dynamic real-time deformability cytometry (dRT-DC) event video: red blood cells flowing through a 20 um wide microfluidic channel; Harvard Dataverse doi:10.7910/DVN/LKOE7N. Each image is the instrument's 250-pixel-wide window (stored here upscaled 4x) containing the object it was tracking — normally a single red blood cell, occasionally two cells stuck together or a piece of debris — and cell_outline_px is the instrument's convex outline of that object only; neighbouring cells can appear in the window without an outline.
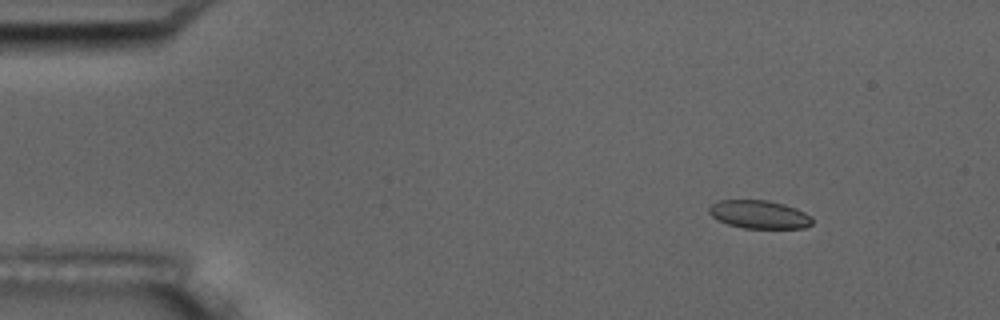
{"species": "common noctule bat (a hibernating species)", "species_latin": "Nyctalus noctula", "temperature_condition": "room temperature", "stored_images_in_passage": 5, "camera_frame_rate_fps": 3000, "um_per_image_px": 0.085, "animal": {"sex": "male", "body_mass_g": 17.5, "forearm_length_mm": 52.3}, "frame": {"image": 1, "passage_image": 2, "time_ms": 1.0, "image_size_px": [1000, 320], "cell_outline_px": [[812, 224], [804, 228], [744, 228], [728, 224], [712, 216], [708, 212], [708, 208], [712, 204], [720, 200], [768, 200], [784, 204], [796, 208], [812, 216]], "centroid_in_image_um": [64.55, 18.22], "position_along_channel_um": 20.4, "area_um2": 16.94}}
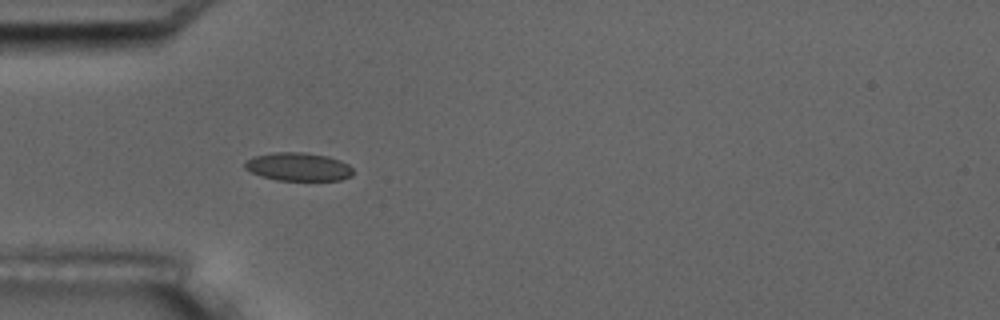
{"frame": {"image": 2, "passage_image": 5, "time_ms": 4.333, "image_size_px": [1000, 320], "cell_outline_px": [[352, 176], [340, 180], [276, 180], [252, 172], [244, 168], [244, 160], [252, 156], [272, 152], [304, 152], [328, 156], [340, 160], [348, 164], [352, 168]], "centroid_in_image_um": [25.34, 14.16], "position_along_channel_um": 59.7, "area_um2": 17.92}}